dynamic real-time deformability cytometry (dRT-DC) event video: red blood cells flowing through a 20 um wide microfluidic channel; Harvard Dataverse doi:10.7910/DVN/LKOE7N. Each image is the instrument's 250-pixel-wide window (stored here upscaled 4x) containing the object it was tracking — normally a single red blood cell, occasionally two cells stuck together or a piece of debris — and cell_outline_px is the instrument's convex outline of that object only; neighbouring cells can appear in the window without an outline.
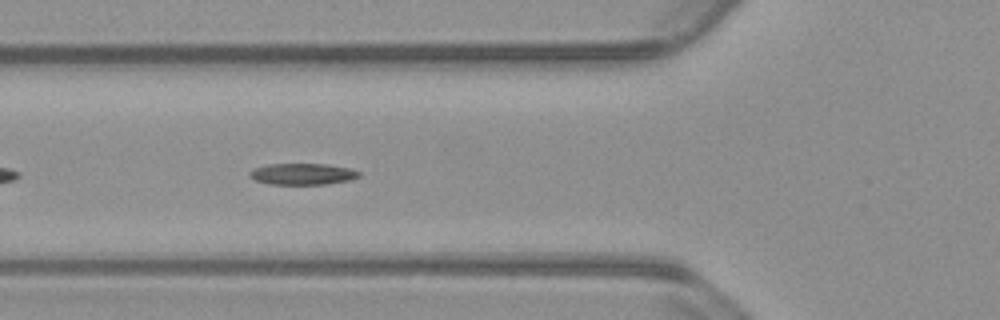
{"species": "common noctule bat (a hibernating species)", "species_latin": "Nyctalus noctula", "temperature_condition": "warm", "stored_images_in_passage": 43, "camera_frame_rate_fps": 3000, "um_per_image_px": 0.085, "animal": {"sex": "male", "body_mass_g": 23.1, "forearm_length_mm": 52.7}, "frame": {"image": 1, "passage_image": 7, "time_ms": 2.0, "image_size_px": [1000, 320], "cell_outline_px": [[360, 176], [348, 180], [328, 184], [268, 184], [256, 180], [248, 176], [248, 172], [252, 168], [268, 164], [324, 164], [348, 168], [360, 172]], "centroid_in_image_um": [25.65, 14.79], "position_along_channel_um": 100.1, "area_um2": 13.58}}
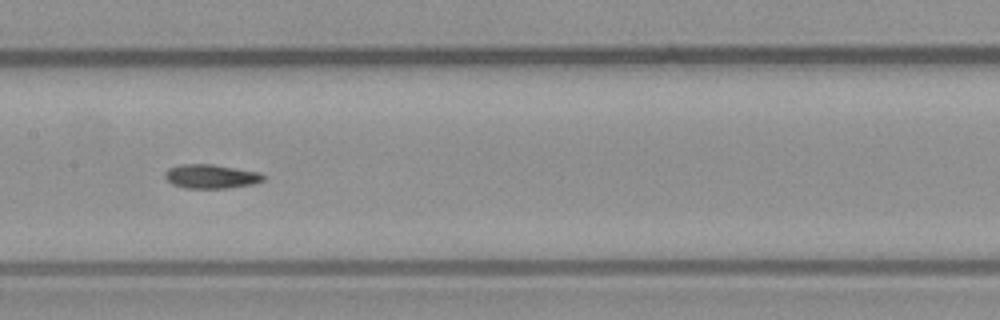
{"frame": {"image": 2, "passage_image": 14, "time_ms": 4.333, "image_size_px": [1000, 320], "cell_outline_px": [[264, 180], [252, 184], [228, 188], [184, 188], [172, 184], [164, 176], [164, 172], [168, 168], [180, 164], [212, 164], [260, 172], [264, 176]], "centroid_in_image_um": [17.91, 14.99], "position_along_channel_um": 189.5, "area_um2": 13.81}}
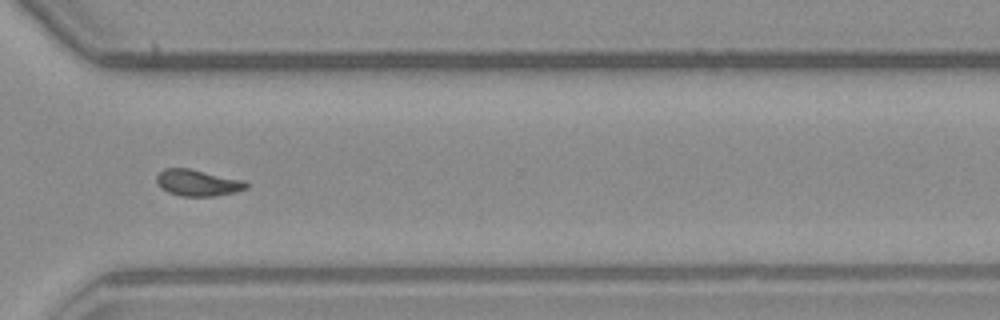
{"frame": {"image": 3, "passage_image": 27, "time_ms": 8.667, "image_size_px": [1000, 320], "cell_outline_px": [[248, 188], [236, 192], [216, 196], [180, 196], [168, 192], [160, 188], [156, 180], [156, 176], [164, 168], [188, 168], [244, 180], [248, 184]], "centroid_in_image_um": [16.8, 15.54], "position_along_channel_um": 353.8, "area_um2": 13.87}, "authors_computed_cell_mechanics": {"area_um2": 13.6408, "velocity_mm_per_s": 3.7969, "shape_relaxation_time_tau1_ms": 5.4131, "shape_relaxation_time_tau2_ms": 2.0969, "deformation_change_tau1": 0.1683, "deformation_change_tau2": 0.0818}}